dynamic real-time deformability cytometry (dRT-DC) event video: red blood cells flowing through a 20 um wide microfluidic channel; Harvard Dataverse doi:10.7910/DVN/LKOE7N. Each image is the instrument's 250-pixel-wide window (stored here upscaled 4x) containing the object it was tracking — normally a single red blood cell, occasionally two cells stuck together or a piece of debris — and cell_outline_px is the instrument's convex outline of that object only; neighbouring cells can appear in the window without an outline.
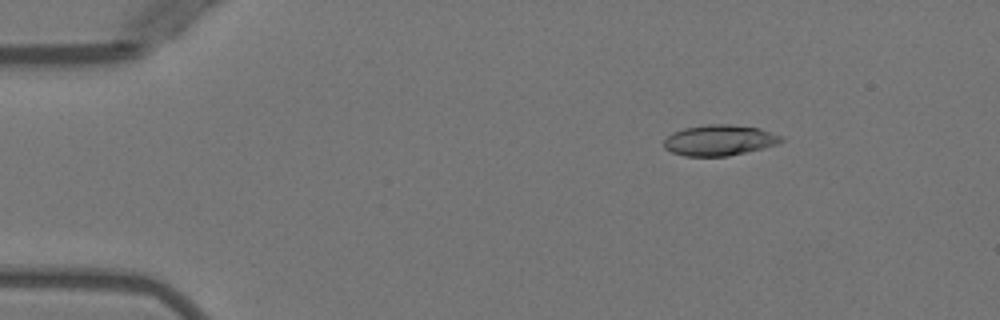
{"species": "Egyptian fruit bat (a non-hibernating species)", "species_latin": "Rousettus aegyptiacus", "temperature_condition": "warm", "stored_images_in_passage": 4, "camera_frame_rate_fps": 3000, "um_per_image_px": 0.085, "animal": {"sex": "female"}, "frame": {"image": 1, "passage_image": 2, "time_ms": 2.333, "image_size_px": [1000, 320], "cell_outline_px": [[784, 140], [776, 144], [764, 148], [728, 156], [684, 156], [672, 152], [664, 148], [664, 140], [672, 132], [684, 128], [708, 124], [732, 124], [760, 128], [784, 136]], "centroid_in_image_um": [61.17, 11.91], "position_along_channel_um": 23.8, "area_um2": 21.15}}